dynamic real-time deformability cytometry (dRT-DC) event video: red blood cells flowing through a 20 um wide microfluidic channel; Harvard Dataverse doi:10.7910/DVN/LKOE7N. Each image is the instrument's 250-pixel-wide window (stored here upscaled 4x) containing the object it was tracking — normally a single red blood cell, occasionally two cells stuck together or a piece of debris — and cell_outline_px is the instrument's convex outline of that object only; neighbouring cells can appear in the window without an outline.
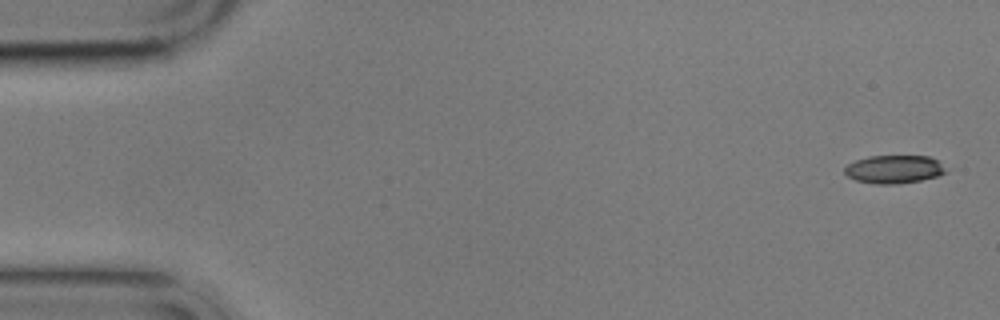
{"species": "common noctule bat (a hibernating species)", "species_latin": "Nyctalus noctula", "temperature_condition": "cold", "stored_images_in_passage": 4, "camera_frame_rate_fps": 3000, "um_per_image_px": 0.085, "animal": {"sex": "male", "body_mass_g": 17.9}, "frame": {"image": 1, "passage_image": 1, "time_ms": 0.0, "image_size_px": [1000, 320], "cell_outline_px": [[948, 172], [936, 176], [920, 180], [900, 184], [876, 184], [856, 180], [848, 176], [844, 172], [844, 168], [848, 164], [856, 160], [868, 156], [928, 156], [936, 160], [948, 168]], "centroid_in_image_um": [76.01, 14.39], "position_along_channel_um": 9.0, "area_um2": 16.65}}
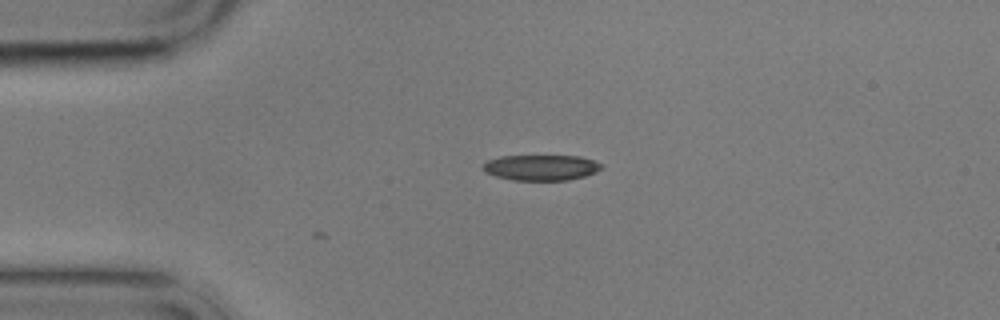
{"frame": {"image": 2, "passage_image": 4, "time_ms": 3.667, "image_size_px": [1000, 320], "cell_outline_px": [[604, 164], [596, 172], [584, 176], [568, 180], [512, 180], [496, 176], [484, 172], [480, 168], [488, 160], [500, 156], [580, 156]], "centroid_in_image_um": [45.97, 14.24], "position_along_channel_um": 39.0, "area_um2": 17.69}}